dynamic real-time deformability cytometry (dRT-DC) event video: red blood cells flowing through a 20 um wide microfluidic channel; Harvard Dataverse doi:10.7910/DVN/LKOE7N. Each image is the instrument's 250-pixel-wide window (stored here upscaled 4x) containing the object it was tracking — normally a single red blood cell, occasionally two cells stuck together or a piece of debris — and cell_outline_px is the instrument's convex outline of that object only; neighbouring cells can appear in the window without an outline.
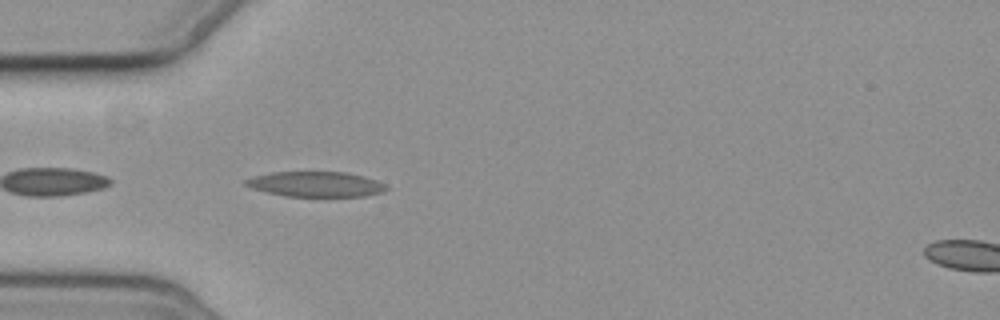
{"species": "common noctule bat (a hibernating species)", "species_latin": "Nyctalus noctula", "temperature_condition": "cold", "stored_images_in_passage": 6, "segment_of_instrument_passage": [1, 2], "camera_frame_rate_fps": 3000, "um_per_image_px": 0.085, "animal": {"sex": "female", "body_mass_g": 19.3, "forearm_length_mm": 54.1}, "frame": {"image": 1, "passage_image": 5, "time_ms": 4.667, "image_size_px": [1000, 320], "cell_outline_px": [[388, 188], [384, 192], [364, 196], [288, 196], [268, 192], [252, 188], [244, 184], [244, 180], [252, 176], [272, 172], [344, 172], [364, 176], [376, 180], [384, 184]], "centroid_in_image_um": [26.84, 15.65], "position_along_channel_um": 58.2, "area_um2": 20.52}}